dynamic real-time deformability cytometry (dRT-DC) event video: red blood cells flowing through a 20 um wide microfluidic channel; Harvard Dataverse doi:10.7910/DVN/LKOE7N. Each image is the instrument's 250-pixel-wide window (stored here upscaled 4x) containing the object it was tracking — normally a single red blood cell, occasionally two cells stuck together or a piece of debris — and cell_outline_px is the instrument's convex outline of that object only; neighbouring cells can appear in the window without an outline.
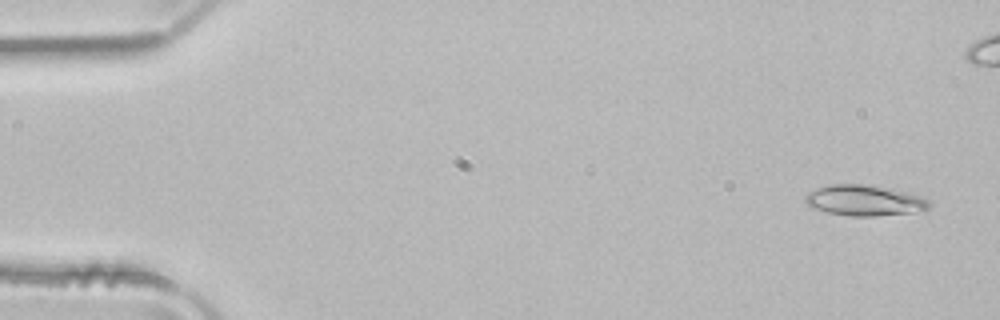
{"species": "common noctule bat (a hibernating species)", "species_latin": "Nyctalus noctula", "temperature_condition": "room temperature", "stored_images_in_passage": 51, "camera_frame_rate_fps": 3000, "um_per_image_px": 0.085, "animal": {"sex": "male", "body_mass_g": 21.5, "forearm_length_mm": 52.0}, "frame": {"image": 1, "passage_image": 2, "time_ms": 0.333, "image_size_px": [1000, 320], "cell_outline_px": [[932, 204], [928, 208], [912, 212], [876, 216], [852, 216], [828, 212], [812, 208], [804, 200], [804, 196], [808, 192], [828, 184], [864, 184], [892, 188], [912, 192], [928, 200]], "centroid_in_image_um": [73.48, 17.02], "position_along_channel_um": 11.5, "area_um2": 22.31}}
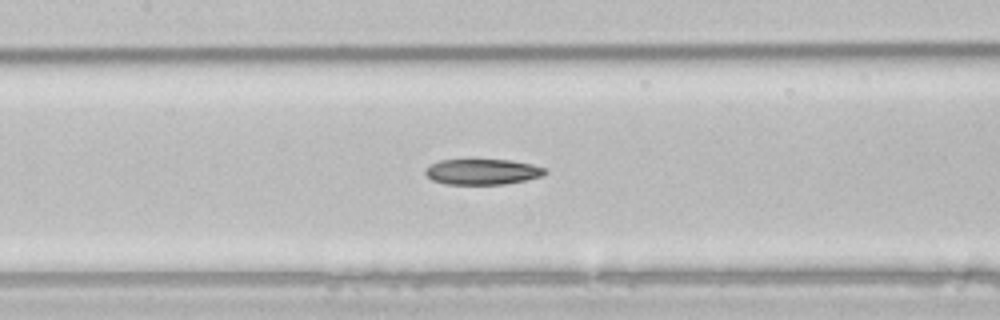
{"frame": {"image": 2, "passage_image": 23, "time_ms": 7.333, "image_size_px": [1000, 320], "cell_outline_px": [[548, 172], [544, 176], [504, 184], [444, 184], [432, 180], [424, 172], [432, 164], [440, 160], [512, 160], [532, 164], [548, 168]], "centroid_in_image_um": [41.07, 14.6], "position_along_channel_um": 166.3, "area_um2": 17.86}}
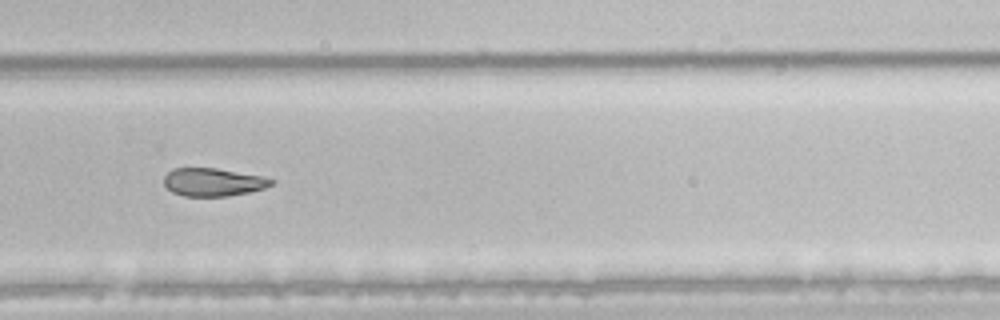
{"frame": {"image": 3, "passage_image": 34, "time_ms": 11.0, "image_size_px": [1000, 320], "cell_outline_px": [[276, 180], [272, 184], [264, 188], [248, 192], [228, 196], [184, 196], [172, 192], [164, 184], [164, 176], [172, 168], [216, 168], [264, 176]], "centroid_in_image_um": [18.12, 15.47], "position_along_channel_um": 311.7, "area_um2": 17.57}, "authors_computed_cell_mechanics": {"area_um2": 20.3456, "velocity_mm_per_s": 3.986, "shape_relaxation_time_tau1_ms": 5.062, "shape_relaxation_time_tau2_ms": 5.3735, "deformation_change_tau1": 0.1275, "deformation_change_tau2": 0.129}}